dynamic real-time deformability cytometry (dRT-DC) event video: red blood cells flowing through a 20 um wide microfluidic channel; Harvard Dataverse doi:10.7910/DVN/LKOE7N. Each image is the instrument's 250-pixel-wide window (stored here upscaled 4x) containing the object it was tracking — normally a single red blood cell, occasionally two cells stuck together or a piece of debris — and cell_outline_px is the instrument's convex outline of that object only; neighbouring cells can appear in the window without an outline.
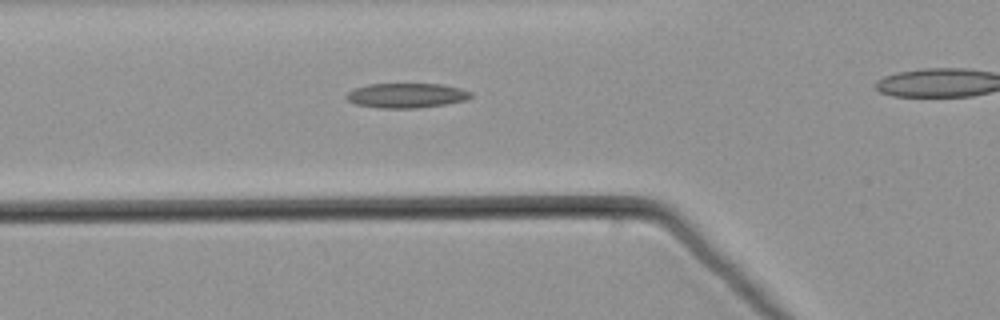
{"species": "common noctule bat (a hibernating species)", "species_latin": "Nyctalus noctula", "temperature_condition": "warm", "stored_images_in_passage": 9, "camera_frame_rate_fps": 3000, "um_per_image_px": 0.085, "animal": {"sex": "male", "body_mass_g": 21.5, "forearm_length_mm": 52.0}, "frame": {"image": 1, "passage_image": 2, "time_ms": 0.333, "image_size_px": [1000, 320], "cell_outline_px": [[472, 96], [464, 100], [448, 104], [416, 108], [380, 108], [356, 104], [348, 100], [344, 96], [348, 92], [356, 88], [368, 84], [440, 84], [460, 88], [472, 92]], "centroid_in_image_um": [34.55, 8.12], "position_along_channel_um": 91.2, "area_um2": 17.86}}
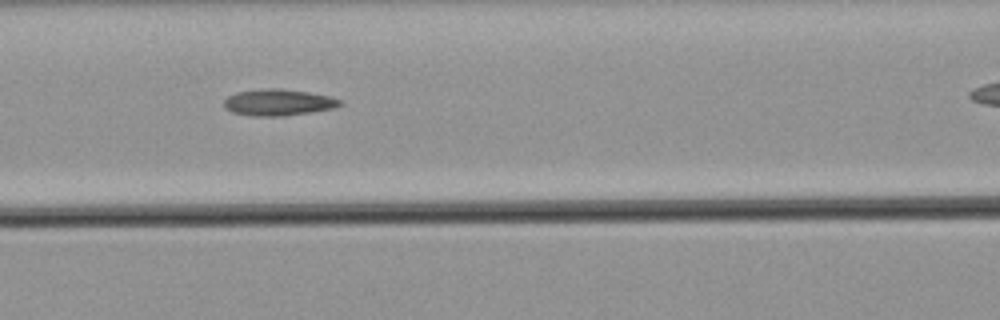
{"frame": {"image": 2, "passage_image": 6, "time_ms": 1.667, "image_size_px": [1000, 320], "cell_outline_px": [[340, 104], [332, 108], [284, 116], [252, 116], [232, 112], [224, 108], [224, 100], [228, 96], [236, 92], [268, 88], [280, 88], [308, 92], [328, 96], [340, 100]], "centroid_in_image_um": [23.58, 8.7], "position_along_channel_um": 143.0, "area_um2": 17.63}}